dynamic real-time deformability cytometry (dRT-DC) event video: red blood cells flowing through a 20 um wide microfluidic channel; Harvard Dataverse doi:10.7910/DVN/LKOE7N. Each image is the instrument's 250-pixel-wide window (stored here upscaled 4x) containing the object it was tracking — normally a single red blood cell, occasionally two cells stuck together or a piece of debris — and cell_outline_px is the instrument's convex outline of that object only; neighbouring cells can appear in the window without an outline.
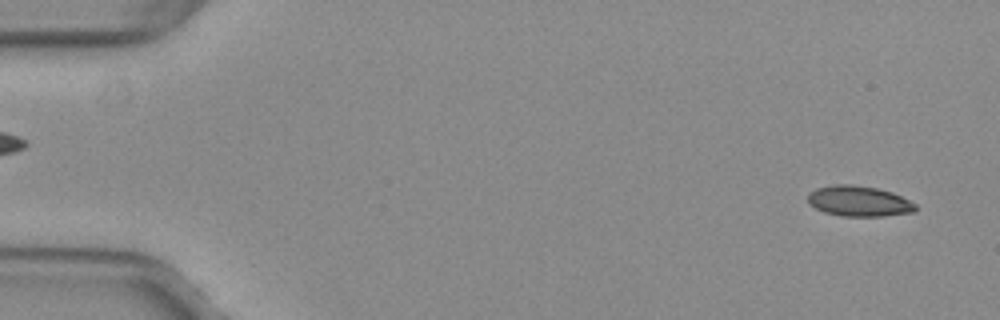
{"species": "common noctule bat (a hibernating species)", "species_latin": "Nyctalus noctula", "temperature_condition": "warm", "stored_images_in_passage": 51, "camera_frame_rate_fps": 3000, "um_per_image_px": 0.085, "animal": {"sex": "female", "body_mass_g": 29.2, "forearm_length_mm": 56.3}, "frame": {"image": 1, "passage_image": 2, "time_ms": 0.333, "image_size_px": [1000, 320], "cell_outline_px": [[916, 212], [884, 216], [840, 216], [824, 212], [808, 204], [808, 192], [816, 188], [836, 184], [852, 184], [876, 188], [892, 192], [916, 204]], "centroid_in_image_um": [72.99, 17.1], "position_along_channel_um": 12.0, "area_um2": 19.25}}
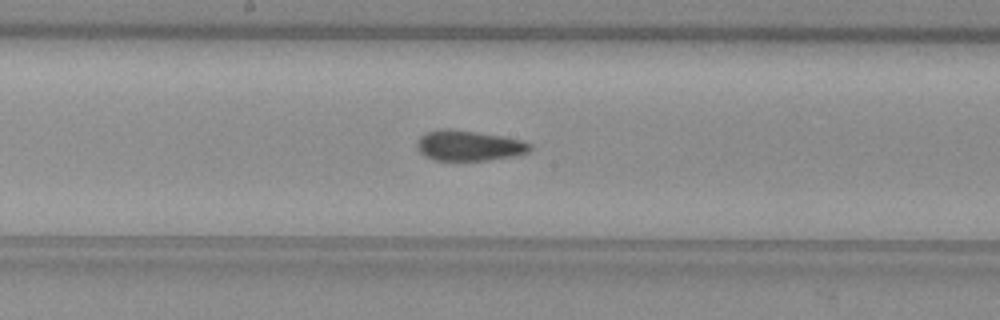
{"frame": {"image": 2, "passage_image": 27, "time_ms": 8.667, "image_size_px": [1000, 320], "cell_outline_px": [[532, 148], [528, 152], [516, 156], [488, 160], [432, 160], [424, 156], [416, 148], [416, 140], [424, 132], [440, 128], [448, 128], [504, 136], [520, 140], [532, 144]], "centroid_in_image_um": [39.81, 12.37], "position_along_channel_um": 208.4, "area_um2": 20.35}}
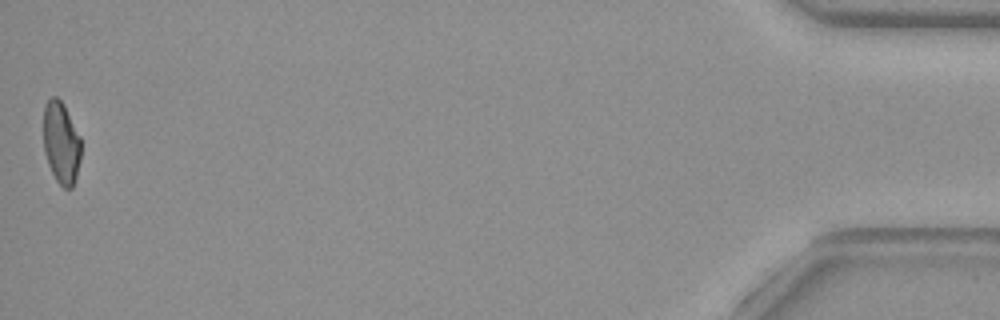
{"frame": {"image": 3, "passage_image": 51, "time_ms": 16.667, "image_size_px": [1000, 320], "cell_outline_px": [[80, 160], [76, 176], [72, 188], [64, 188], [56, 180], [48, 164], [44, 152], [44, 104], [52, 96], [56, 96], [64, 104], [80, 136]], "centroid_in_image_um": [5.19, 12.12], "position_along_channel_um": 430.0, "area_um2": 17.92}, "authors_computed_cell_mechanics": {"area_um2": 19.7676, "velocity_mm_per_s": 4.0139, "shape_relaxation_time_tau1_ms": null, "shape_relaxation_time_tau2_ms": 1.753, "deformation_change_tau1": null, "deformation_change_tau2": 0.077}}